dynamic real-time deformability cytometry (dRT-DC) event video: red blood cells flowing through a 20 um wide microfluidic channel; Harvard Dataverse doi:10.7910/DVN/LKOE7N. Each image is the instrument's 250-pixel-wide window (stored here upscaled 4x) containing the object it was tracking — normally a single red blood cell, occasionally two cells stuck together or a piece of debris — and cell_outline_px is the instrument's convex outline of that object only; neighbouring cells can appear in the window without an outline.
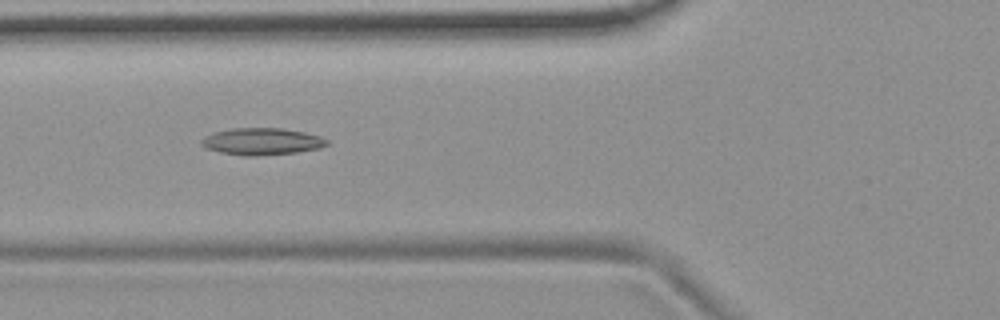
{"species": "common noctule bat (a hibernating species)", "species_latin": "Nyctalus noctula", "temperature_condition": "room temperature", "stored_images_in_passage": 5, "camera_frame_rate_fps": 3000, "um_per_image_px": 0.085, "animal": {"sex": "female", "body_mass_g": 19.9}, "frame": {"image": 1, "passage_image": 2, "time_ms": 1.0, "image_size_px": [1000, 320], "cell_outline_px": [[328, 144], [320, 148], [296, 152], [252, 156], [244, 156], [220, 152], [204, 148], [200, 144], [200, 140], [212, 132], [232, 128], [280, 128], [304, 132], [320, 136], [328, 140]], "centroid_in_image_um": [22.22, 12.02], "position_along_channel_um": 103.6, "area_um2": 19.71}}
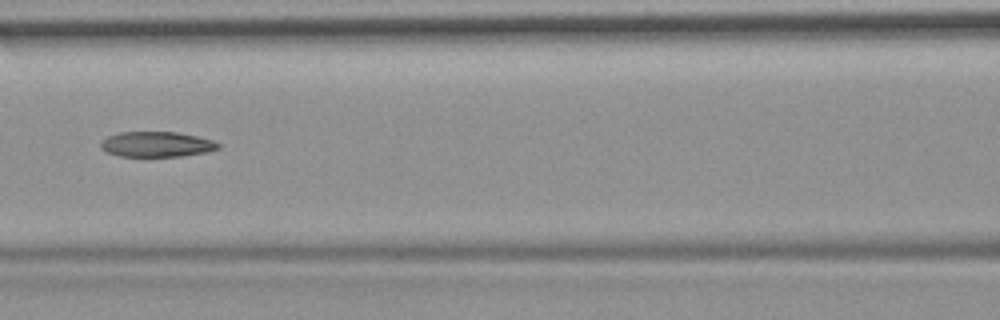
{"frame": {"image": 2, "passage_image": 3, "time_ms": 2.333, "image_size_px": [1000, 320], "cell_outline_px": [[220, 148], [208, 152], [180, 156], [148, 160], [120, 156], [108, 152], [100, 148], [100, 144], [108, 136], [120, 132], [176, 132], [196, 136], [212, 140], [220, 144]], "centroid_in_image_um": [13.3, 12.32], "position_along_channel_um": 153.3, "area_um2": 18.03}}
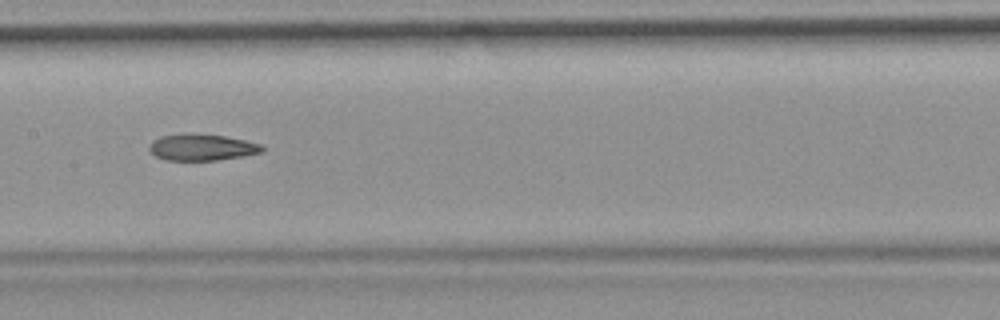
{"frame": {"image": 3, "passage_image": 4, "time_ms": 3.333, "image_size_px": [1000, 320], "cell_outline_px": [[264, 152], [244, 156], [216, 160], [168, 160], [156, 156], [148, 148], [152, 140], [160, 136], [224, 136], [244, 140], [260, 144], [264, 148]], "centroid_in_image_um": [17.2, 12.56], "position_along_channel_um": 190.2, "area_um2": 16.59}}